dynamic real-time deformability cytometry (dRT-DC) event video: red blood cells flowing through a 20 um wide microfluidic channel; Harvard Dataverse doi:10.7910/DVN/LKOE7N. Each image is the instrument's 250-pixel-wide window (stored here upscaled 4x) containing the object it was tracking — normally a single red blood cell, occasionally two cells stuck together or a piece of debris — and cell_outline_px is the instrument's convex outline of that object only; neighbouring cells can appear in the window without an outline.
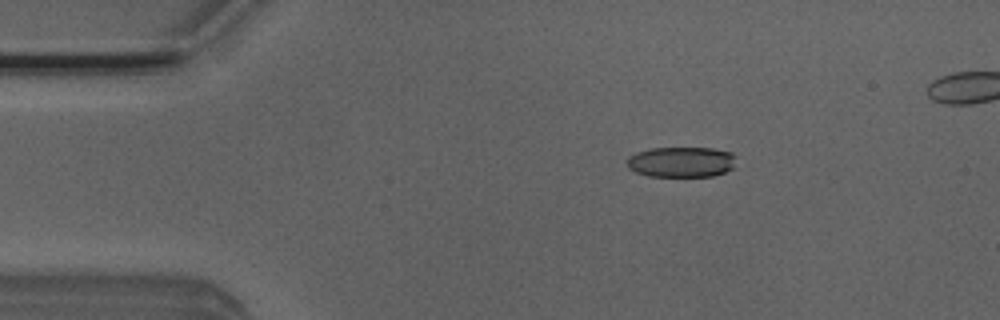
{"species": "Egyptian fruit bat (a non-hibernating species)", "species_latin": "Rousettus aegyptiacus", "temperature_condition": "room temperature", "stored_images_in_passage": 6, "camera_frame_rate_fps": 3000, "um_per_image_px": 0.085, "animal": {"sex": "male"}, "frame": {"image": 1, "passage_image": 3, "time_ms": 0.667, "image_size_px": [1000, 320], "cell_outline_px": [[736, 156], [732, 168], [724, 172], [712, 176], [648, 176], [636, 172], [628, 168], [628, 156], [636, 152], [652, 148], [712, 148], [732, 152]], "centroid_in_image_um": [57.91, 13.76], "position_along_channel_um": 27.1, "area_um2": 19.36}}